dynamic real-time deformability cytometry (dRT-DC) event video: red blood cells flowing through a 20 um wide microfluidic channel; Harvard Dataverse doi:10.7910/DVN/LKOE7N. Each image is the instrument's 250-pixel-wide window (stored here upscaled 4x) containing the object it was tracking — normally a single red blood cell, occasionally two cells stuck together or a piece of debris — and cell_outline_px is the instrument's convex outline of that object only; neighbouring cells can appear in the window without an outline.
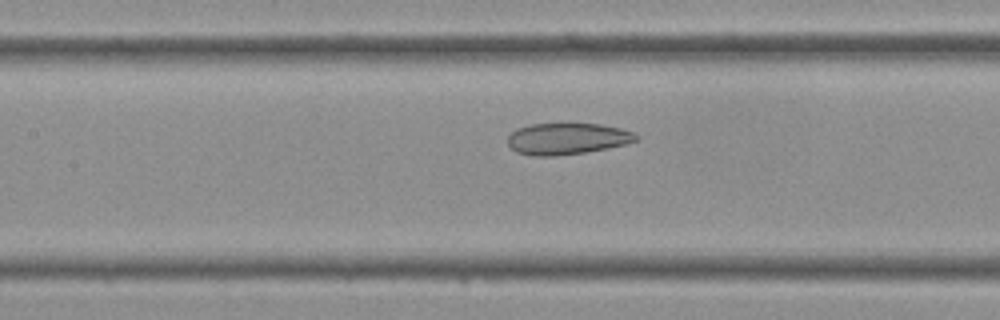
{"species": "Egyptian fruit bat (a non-hibernating species)", "species_latin": "Rousettus aegyptiacus", "temperature_condition": "cold", "stored_images_in_passage": 37, "camera_frame_rate_fps": 3000, "um_per_image_px": 0.085, "frame": {"image": 1, "passage_image": 14, "time_ms": 4.333, "image_size_px": [1000, 320], "cell_outline_px": [[640, 140], [628, 144], [608, 148], [584, 152], [556, 156], [532, 156], [516, 152], [508, 144], [508, 136], [516, 128], [532, 124], [600, 124], [620, 128], [632, 132], [640, 136]], "centroid_in_image_um": [48.23, 11.8], "position_along_channel_um": 159.2, "area_um2": 23.64}}
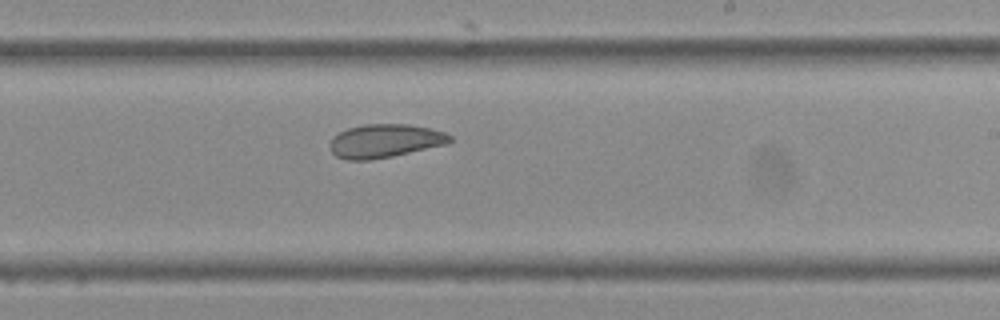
{"frame": {"image": 2, "passage_image": 20, "time_ms": 6.333, "image_size_px": [1000, 320], "cell_outline_px": [[452, 140], [448, 144], [392, 156], [368, 160], [348, 160], [336, 156], [332, 152], [328, 144], [332, 136], [348, 128], [364, 124], [408, 124], [428, 128], [444, 132], [452, 136]], "centroid_in_image_um": [32.7, 11.97], "position_along_channel_um": 256.3, "area_um2": 23.47}}
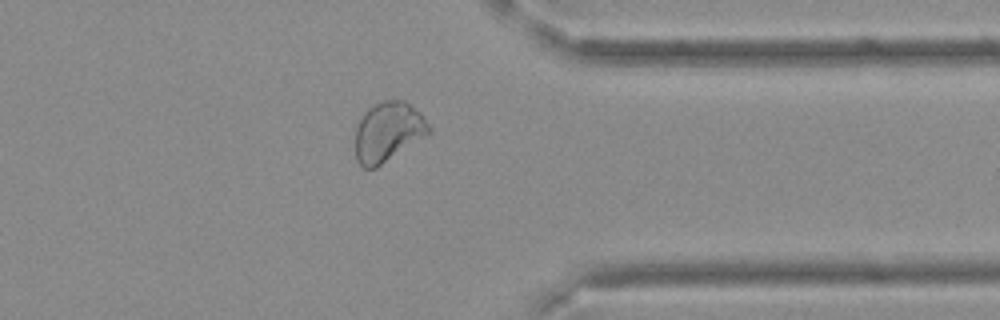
{"frame": {"image": 3, "passage_image": 28, "time_ms": 9.0, "image_size_px": [1000, 320], "cell_outline_px": [[432, 132], [376, 168], [364, 168], [356, 160], [356, 128], [364, 112], [368, 108], [384, 100], [404, 100], [420, 112], [432, 128]], "centroid_in_image_um": [33.0, 11.2], "position_along_channel_um": 378.4, "area_um2": 25.49}}